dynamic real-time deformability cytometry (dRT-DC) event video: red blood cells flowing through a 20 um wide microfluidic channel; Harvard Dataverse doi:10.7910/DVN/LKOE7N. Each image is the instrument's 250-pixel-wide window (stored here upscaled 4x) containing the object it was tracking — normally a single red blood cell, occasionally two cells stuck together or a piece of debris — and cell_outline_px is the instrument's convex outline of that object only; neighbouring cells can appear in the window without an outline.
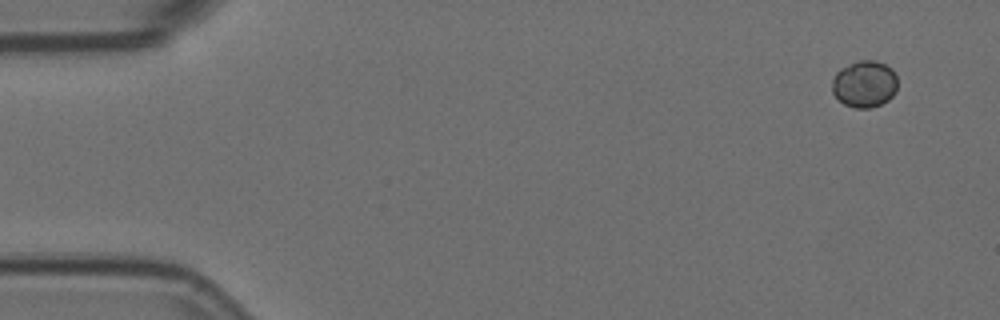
{"species": "Egyptian fruit bat (a non-hibernating species)", "species_latin": "Rousettus aegyptiacus", "temperature_condition": "room temperature", "stored_images_in_passage": 4, "camera_frame_rate_fps": 3000, "um_per_image_px": 0.085, "animal": {"sex": "female"}, "frame": {"image": 1, "passage_image": 1, "time_ms": 0.0, "image_size_px": [1000, 320], "cell_outline_px": [[896, 92], [888, 100], [880, 104], [868, 108], [856, 108], [844, 104], [832, 92], [832, 80], [836, 72], [840, 68], [860, 60], [876, 60], [892, 68], [896, 76]], "centroid_in_image_um": [73.48, 7.13], "position_along_channel_um": 11.5, "area_um2": 17.8}}